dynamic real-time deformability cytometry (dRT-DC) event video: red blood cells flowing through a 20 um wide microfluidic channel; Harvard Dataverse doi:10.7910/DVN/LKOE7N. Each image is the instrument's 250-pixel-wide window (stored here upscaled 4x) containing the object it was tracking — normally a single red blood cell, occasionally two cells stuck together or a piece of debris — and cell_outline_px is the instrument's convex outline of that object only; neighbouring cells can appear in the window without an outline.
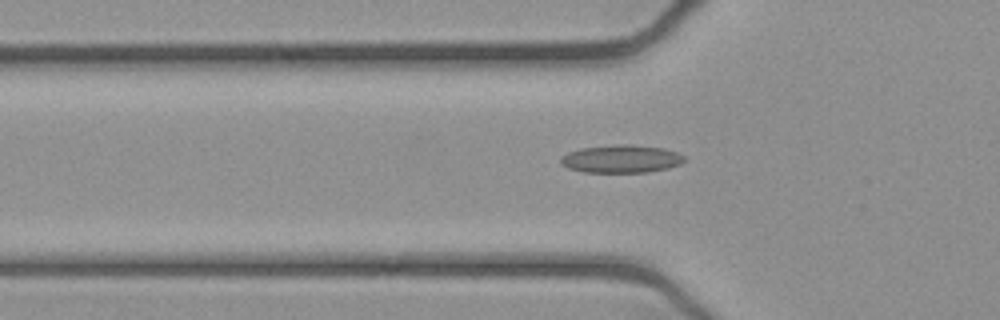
{"species": "common noctule bat (a hibernating species)", "species_latin": "Nyctalus noctula", "temperature_condition": "cold", "stored_images_in_passage": 46, "camera_frame_rate_fps": 3000, "um_per_image_px": 0.085, "animal": {"sex": "female", "body_mass_g": 21.9}, "frame": {"image": 1, "passage_image": 17, "time_ms": 5.333, "image_size_px": [1000, 320], "cell_outline_px": [[684, 160], [680, 164], [668, 168], [648, 172], [584, 172], [568, 168], [560, 164], [560, 156], [568, 152], [580, 148], [616, 144], [632, 144], [664, 148], [676, 152], [684, 156]], "centroid_in_image_um": [52.77, 13.5], "position_along_channel_um": 73.0, "area_um2": 20.23}}
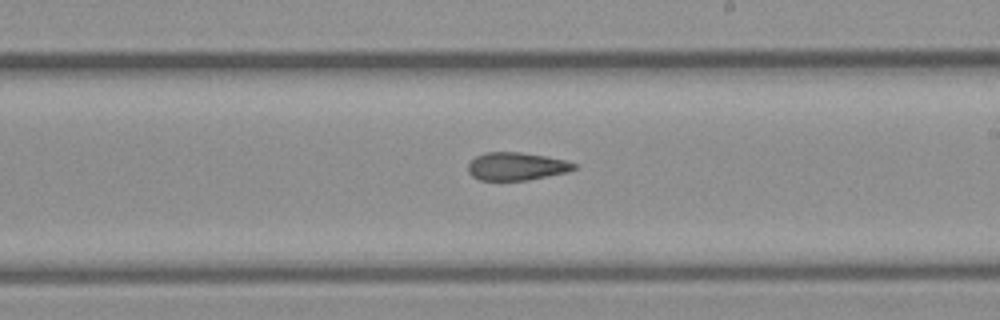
{"frame": {"image": 2, "passage_image": 30, "time_ms": 9.667, "image_size_px": [1000, 320], "cell_outline_px": [[576, 168], [568, 172], [528, 180], [480, 180], [472, 176], [468, 172], [468, 164], [476, 156], [484, 152], [520, 152], [544, 156], [564, 160], [576, 164]], "centroid_in_image_um": [43.88, 14.14], "position_along_channel_um": 245.1, "area_um2": 17.17}}
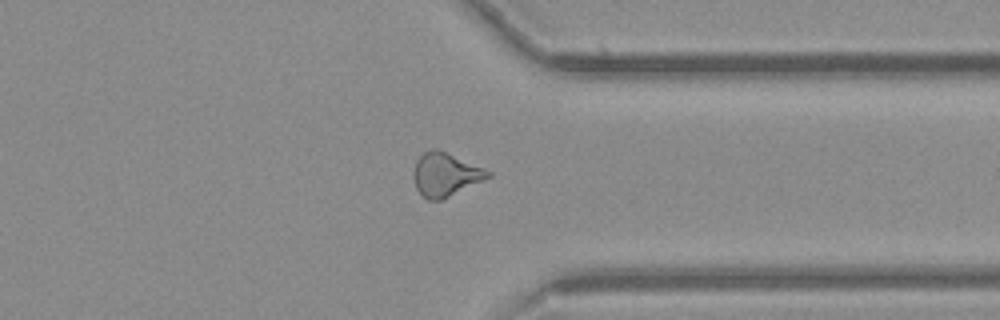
{"frame": {"image": 3, "passage_image": 40, "time_ms": 13.0, "image_size_px": [1000, 320], "cell_outline_px": [[492, 176], [440, 200], [428, 200], [416, 188], [412, 176], [412, 172], [416, 160], [424, 152], [432, 148], [436, 148], [484, 168], [492, 172]], "centroid_in_image_um": [37.83, 14.82], "position_along_channel_um": 373.6, "area_um2": 18.67}}